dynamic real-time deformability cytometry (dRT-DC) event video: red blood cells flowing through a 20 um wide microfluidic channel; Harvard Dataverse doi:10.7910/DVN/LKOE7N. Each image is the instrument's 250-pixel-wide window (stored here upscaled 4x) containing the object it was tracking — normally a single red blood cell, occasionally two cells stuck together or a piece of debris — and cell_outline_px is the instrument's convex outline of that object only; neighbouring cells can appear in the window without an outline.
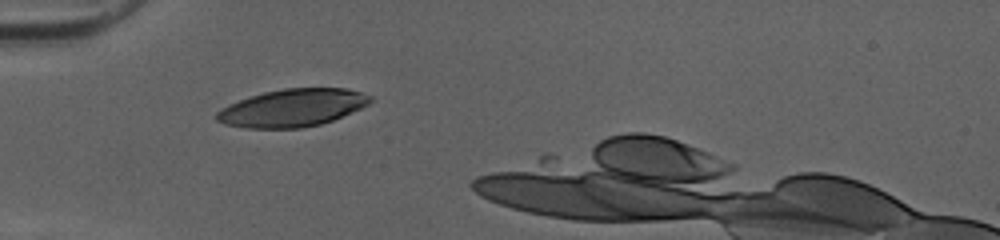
{"species": "human", "species_latin": "Homo sapiens", "temperature_condition": "cold", "stored_images_in_passage": 30, "camera_frame_rate_fps": 3000, "um_per_image_px": 0.085, "donor": {"sex": "female"}, "frame": {"image": 1, "passage_image": 1, "time_ms": 0.0, "image_size_px": [1000, 240], "cell_outline_px": [[372, 100], [368, 104], [360, 108], [332, 120], [320, 124], [300, 128], [244, 128], [224, 124], [216, 120], [216, 112], [220, 108], [240, 100], [264, 92], [284, 88], [348, 88], [372, 96]], "centroid_in_image_um": [24.84, 9.17], "position_along_channel_um": 60.2, "area_um2": 33.47}}
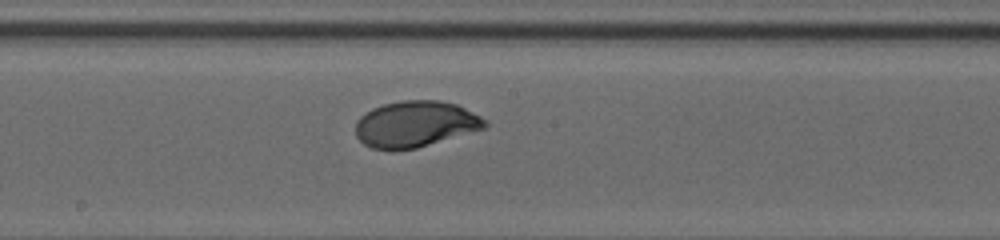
{"frame": {"image": 2, "passage_image": 13, "time_ms": 4.0, "image_size_px": [1000, 240], "cell_outline_px": [[488, 124], [484, 128], [416, 148], [392, 152], [372, 148], [364, 144], [356, 136], [356, 120], [360, 116], [372, 108], [384, 104], [404, 100], [440, 100], [456, 104], [480, 116]], "centroid_in_image_um": [35.25, 10.56], "position_along_channel_um": 213.0, "area_um2": 34.8}}
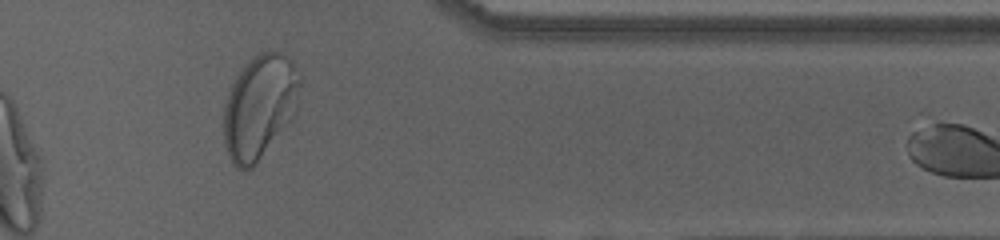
{"frame": {"image": 3, "passage_image": 27, "time_ms": 8.667, "image_size_px": [1000, 240], "cell_outline_px": [[300, 84], [296, 112], [292, 120], [256, 164], [248, 172], [244, 172], [236, 168], [232, 164], [224, 140], [224, 104], [228, 92], [236, 76], [248, 60], [260, 52], [280, 52], [292, 64], [300, 76]], "centroid_in_image_um": [22.05, 9.13], "position_along_channel_um": 389.4, "area_um2": 46.18}}